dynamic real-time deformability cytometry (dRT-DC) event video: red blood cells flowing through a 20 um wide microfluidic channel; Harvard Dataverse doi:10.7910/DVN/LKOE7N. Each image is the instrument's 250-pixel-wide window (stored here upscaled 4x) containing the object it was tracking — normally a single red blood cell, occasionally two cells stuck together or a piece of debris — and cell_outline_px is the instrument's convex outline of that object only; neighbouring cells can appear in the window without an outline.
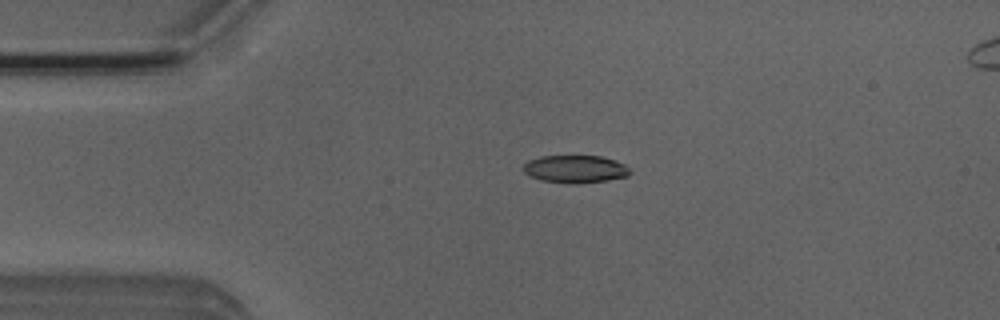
{"species": "Egyptian fruit bat (a non-hibernating species)", "species_latin": "Rousettus aegyptiacus", "temperature_condition": "room temperature", "stored_images_in_passage": 6, "camera_frame_rate_fps": 3000, "um_per_image_px": 0.085, "animal": {"sex": "male"}, "frame": {"image": 1, "passage_image": 4, "time_ms": 3.333, "image_size_px": [1000, 320], "cell_outline_px": [[632, 172], [628, 176], [608, 180], [576, 184], [572, 184], [540, 180], [528, 176], [524, 172], [524, 164], [528, 160], [540, 156], [600, 156], [616, 160], [624, 164]], "centroid_in_image_um": [48.89, 14.37], "position_along_channel_um": 36.1, "area_um2": 17.34}}